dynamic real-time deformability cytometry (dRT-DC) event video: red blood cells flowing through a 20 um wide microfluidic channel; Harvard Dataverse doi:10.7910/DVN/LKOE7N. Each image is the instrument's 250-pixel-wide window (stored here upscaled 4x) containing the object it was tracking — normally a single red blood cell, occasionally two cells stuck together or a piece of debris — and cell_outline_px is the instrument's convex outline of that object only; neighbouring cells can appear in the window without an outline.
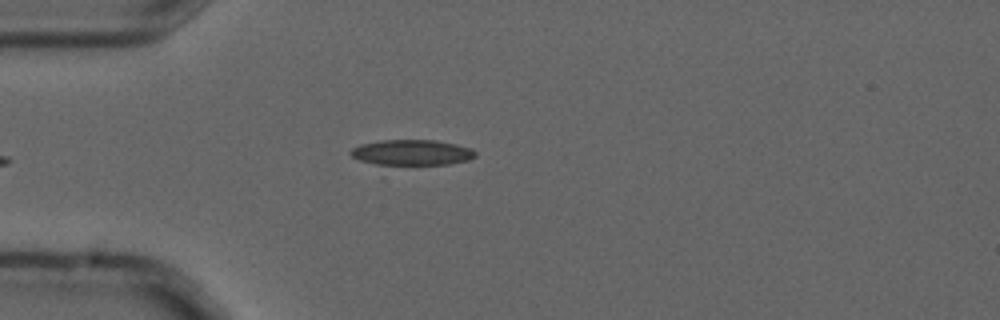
{"species": "common noctule bat (a hibernating species)", "species_latin": "Nyctalus noctula", "temperature_condition": "cold", "stored_images_in_passage": 5, "camera_frame_rate_fps": 3000, "um_per_image_px": 0.085, "animal": {"sex": "male", "forearm_length_mm": 52.5}, "frame": {"image": 1, "passage_image": 5, "time_ms": 1.333, "image_size_px": [1000, 320], "cell_outline_px": [[476, 156], [468, 160], [448, 164], [376, 164], [360, 160], [352, 156], [348, 152], [352, 148], [360, 144], [380, 140], [436, 140], [456, 144], [472, 148], [476, 152]], "centroid_in_image_um": [35.01, 12.95], "position_along_channel_um": 50.0, "area_um2": 18.5}}